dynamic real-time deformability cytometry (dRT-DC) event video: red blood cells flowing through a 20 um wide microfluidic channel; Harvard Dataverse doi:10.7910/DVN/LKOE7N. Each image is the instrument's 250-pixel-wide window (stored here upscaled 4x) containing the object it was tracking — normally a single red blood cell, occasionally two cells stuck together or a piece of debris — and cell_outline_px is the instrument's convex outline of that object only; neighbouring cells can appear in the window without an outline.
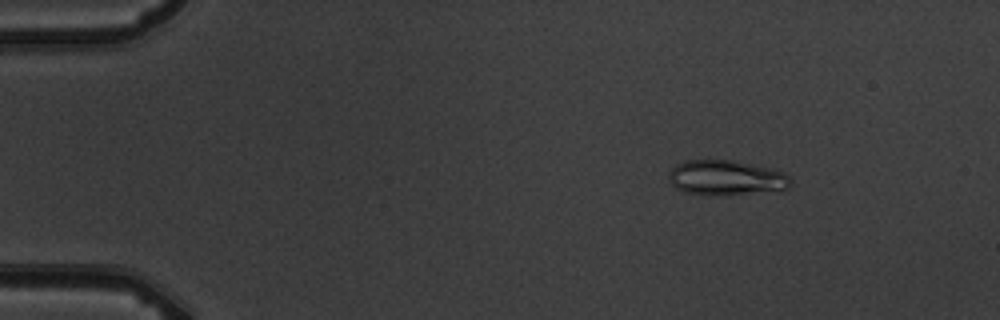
{"species": "common noctule bat (a hibernating species)", "species_latin": "Nyctalus noctula", "temperature_condition": "warm", "stored_images_in_passage": 3, "camera_frame_rate_fps": 3000, "um_per_image_px": 0.085, "animal": {"sex": "male", "body_mass_g": 19.5, "forearm_length_mm": 54.6}, "frame": {"image": 1, "passage_image": 1, "time_ms": 0.0, "image_size_px": [1000, 320], "cell_outline_px": [[792, 184], [788, 188], [712, 196], [704, 196], [684, 192], [676, 188], [672, 184], [668, 176], [668, 172], [676, 164], [684, 160], [732, 160], [772, 168], [784, 172], [792, 180]], "centroid_in_image_um": [61.67, 15.1], "position_along_channel_um": 23.3, "area_um2": 24.85}}